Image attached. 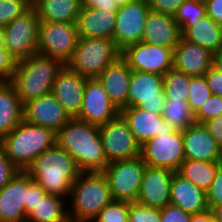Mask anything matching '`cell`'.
Instances as JSON below:
<instances>
[{"mask_svg":"<svg viewBox=\"0 0 222 222\" xmlns=\"http://www.w3.org/2000/svg\"><path fill=\"white\" fill-rule=\"evenodd\" d=\"M56 144L75 160L81 172H103L106 167L98 126L76 117L56 133Z\"/></svg>","mask_w":222,"mask_h":222,"instance_id":"1","label":"cell"},{"mask_svg":"<svg viewBox=\"0 0 222 222\" xmlns=\"http://www.w3.org/2000/svg\"><path fill=\"white\" fill-rule=\"evenodd\" d=\"M25 172L47 194L68 199L71 186L82 173L75 160L57 144L38 155Z\"/></svg>","mask_w":222,"mask_h":222,"instance_id":"2","label":"cell"},{"mask_svg":"<svg viewBox=\"0 0 222 222\" xmlns=\"http://www.w3.org/2000/svg\"><path fill=\"white\" fill-rule=\"evenodd\" d=\"M64 66L62 61L40 53L18 61L11 83L23 105L52 92L54 81Z\"/></svg>","mask_w":222,"mask_h":222,"instance_id":"3","label":"cell"},{"mask_svg":"<svg viewBox=\"0 0 222 222\" xmlns=\"http://www.w3.org/2000/svg\"><path fill=\"white\" fill-rule=\"evenodd\" d=\"M112 201L108 180L102 172H82L71 186L67 212L78 222H93Z\"/></svg>","mask_w":222,"mask_h":222,"instance_id":"4","label":"cell"},{"mask_svg":"<svg viewBox=\"0 0 222 222\" xmlns=\"http://www.w3.org/2000/svg\"><path fill=\"white\" fill-rule=\"evenodd\" d=\"M0 143L10 162L19 171H25L38 155L56 144V133L23 120Z\"/></svg>","mask_w":222,"mask_h":222,"instance_id":"5","label":"cell"},{"mask_svg":"<svg viewBox=\"0 0 222 222\" xmlns=\"http://www.w3.org/2000/svg\"><path fill=\"white\" fill-rule=\"evenodd\" d=\"M120 57L121 50L113 39L80 37L66 66L87 79H93Z\"/></svg>","mask_w":222,"mask_h":222,"instance_id":"6","label":"cell"},{"mask_svg":"<svg viewBox=\"0 0 222 222\" xmlns=\"http://www.w3.org/2000/svg\"><path fill=\"white\" fill-rule=\"evenodd\" d=\"M147 164L141 156L112 162L106 165V176L114 201L136 202Z\"/></svg>","mask_w":222,"mask_h":222,"instance_id":"7","label":"cell"},{"mask_svg":"<svg viewBox=\"0 0 222 222\" xmlns=\"http://www.w3.org/2000/svg\"><path fill=\"white\" fill-rule=\"evenodd\" d=\"M40 22L32 6L4 27L5 48L17 62L37 53Z\"/></svg>","mask_w":222,"mask_h":222,"instance_id":"8","label":"cell"},{"mask_svg":"<svg viewBox=\"0 0 222 222\" xmlns=\"http://www.w3.org/2000/svg\"><path fill=\"white\" fill-rule=\"evenodd\" d=\"M79 38L76 23L40 22L37 53L58 59L66 65Z\"/></svg>","mask_w":222,"mask_h":222,"instance_id":"9","label":"cell"},{"mask_svg":"<svg viewBox=\"0 0 222 222\" xmlns=\"http://www.w3.org/2000/svg\"><path fill=\"white\" fill-rule=\"evenodd\" d=\"M140 156L147 166L176 172L185 160L182 131L156 134L140 146Z\"/></svg>","mask_w":222,"mask_h":222,"instance_id":"10","label":"cell"},{"mask_svg":"<svg viewBox=\"0 0 222 222\" xmlns=\"http://www.w3.org/2000/svg\"><path fill=\"white\" fill-rule=\"evenodd\" d=\"M98 131L106 157V165L140 155V145L120 114L106 124L98 126Z\"/></svg>","mask_w":222,"mask_h":222,"instance_id":"11","label":"cell"},{"mask_svg":"<svg viewBox=\"0 0 222 222\" xmlns=\"http://www.w3.org/2000/svg\"><path fill=\"white\" fill-rule=\"evenodd\" d=\"M165 103L166 97L162 75L132 71L127 95V107H140L155 114H162Z\"/></svg>","mask_w":222,"mask_h":222,"instance_id":"12","label":"cell"},{"mask_svg":"<svg viewBox=\"0 0 222 222\" xmlns=\"http://www.w3.org/2000/svg\"><path fill=\"white\" fill-rule=\"evenodd\" d=\"M121 58L132 71L150 72L164 75L173 68V50L145 42H138L125 47Z\"/></svg>","mask_w":222,"mask_h":222,"instance_id":"13","label":"cell"},{"mask_svg":"<svg viewBox=\"0 0 222 222\" xmlns=\"http://www.w3.org/2000/svg\"><path fill=\"white\" fill-rule=\"evenodd\" d=\"M149 11L146 0H135L117 10L113 40L121 51L142 40Z\"/></svg>","mask_w":222,"mask_h":222,"instance_id":"14","label":"cell"},{"mask_svg":"<svg viewBox=\"0 0 222 222\" xmlns=\"http://www.w3.org/2000/svg\"><path fill=\"white\" fill-rule=\"evenodd\" d=\"M119 114L120 111L112 103L99 80L97 78L87 79L82 107L76 118L92 125L101 126Z\"/></svg>","mask_w":222,"mask_h":222,"instance_id":"15","label":"cell"},{"mask_svg":"<svg viewBox=\"0 0 222 222\" xmlns=\"http://www.w3.org/2000/svg\"><path fill=\"white\" fill-rule=\"evenodd\" d=\"M24 120L57 133L71 118L52 92L23 105Z\"/></svg>","mask_w":222,"mask_h":222,"instance_id":"16","label":"cell"},{"mask_svg":"<svg viewBox=\"0 0 222 222\" xmlns=\"http://www.w3.org/2000/svg\"><path fill=\"white\" fill-rule=\"evenodd\" d=\"M173 174L174 171L167 168L147 166L136 202L159 209L170 204V183Z\"/></svg>","mask_w":222,"mask_h":222,"instance_id":"17","label":"cell"},{"mask_svg":"<svg viewBox=\"0 0 222 222\" xmlns=\"http://www.w3.org/2000/svg\"><path fill=\"white\" fill-rule=\"evenodd\" d=\"M120 115L127 122L140 146L156 134L171 133L175 130L163 119L162 114H155L140 107H125L120 110Z\"/></svg>","mask_w":222,"mask_h":222,"instance_id":"18","label":"cell"},{"mask_svg":"<svg viewBox=\"0 0 222 222\" xmlns=\"http://www.w3.org/2000/svg\"><path fill=\"white\" fill-rule=\"evenodd\" d=\"M86 80L65 65L54 81L52 93L71 118L80 113Z\"/></svg>","mask_w":222,"mask_h":222,"instance_id":"19","label":"cell"},{"mask_svg":"<svg viewBox=\"0 0 222 222\" xmlns=\"http://www.w3.org/2000/svg\"><path fill=\"white\" fill-rule=\"evenodd\" d=\"M28 174L18 171L0 190V222H26L24 202Z\"/></svg>","mask_w":222,"mask_h":222,"instance_id":"20","label":"cell"},{"mask_svg":"<svg viewBox=\"0 0 222 222\" xmlns=\"http://www.w3.org/2000/svg\"><path fill=\"white\" fill-rule=\"evenodd\" d=\"M214 54L180 37L173 49V68L188 76H200L213 66Z\"/></svg>","mask_w":222,"mask_h":222,"instance_id":"21","label":"cell"},{"mask_svg":"<svg viewBox=\"0 0 222 222\" xmlns=\"http://www.w3.org/2000/svg\"><path fill=\"white\" fill-rule=\"evenodd\" d=\"M185 159L218 161L221 149L204 124L194 123L182 131Z\"/></svg>","mask_w":222,"mask_h":222,"instance_id":"22","label":"cell"},{"mask_svg":"<svg viewBox=\"0 0 222 222\" xmlns=\"http://www.w3.org/2000/svg\"><path fill=\"white\" fill-rule=\"evenodd\" d=\"M181 36L178 24L172 15L149 11L142 42L169 47L173 50Z\"/></svg>","mask_w":222,"mask_h":222,"instance_id":"23","label":"cell"},{"mask_svg":"<svg viewBox=\"0 0 222 222\" xmlns=\"http://www.w3.org/2000/svg\"><path fill=\"white\" fill-rule=\"evenodd\" d=\"M170 204L191 215L209 210L206 192L177 172H174L170 183Z\"/></svg>","mask_w":222,"mask_h":222,"instance_id":"24","label":"cell"},{"mask_svg":"<svg viewBox=\"0 0 222 222\" xmlns=\"http://www.w3.org/2000/svg\"><path fill=\"white\" fill-rule=\"evenodd\" d=\"M131 73L132 70L128 64L120 57L113 64L107 66L97 77L119 111L127 107Z\"/></svg>","mask_w":222,"mask_h":222,"instance_id":"25","label":"cell"},{"mask_svg":"<svg viewBox=\"0 0 222 222\" xmlns=\"http://www.w3.org/2000/svg\"><path fill=\"white\" fill-rule=\"evenodd\" d=\"M116 12L81 7L76 22L80 37L113 39Z\"/></svg>","mask_w":222,"mask_h":222,"instance_id":"26","label":"cell"},{"mask_svg":"<svg viewBox=\"0 0 222 222\" xmlns=\"http://www.w3.org/2000/svg\"><path fill=\"white\" fill-rule=\"evenodd\" d=\"M24 120L23 103L11 82H0V139Z\"/></svg>","mask_w":222,"mask_h":222,"instance_id":"27","label":"cell"},{"mask_svg":"<svg viewBox=\"0 0 222 222\" xmlns=\"http://www.w3.org/2000/svg\"><path fill=\"white\" fill-rule=\"evenodd\" d=\"M41 22L76 23L81 11L80 0H33Z\"/></svg>","mask_w":222,"mask_h":222,"instance_id":"28","label":"cell"},{"mask_svg":"<svg viewBox=\"0 0 222 222\" xmlns=\"http://www.w3.org/2000/svg\"><path fill=\"white\" fill-rule=\"evenodd\" d=\"M181 35L187 41L198 44L213 54L222 46V25L208 15L189 26Z\"/></svg>","mask_w":222,"mask_h":222,"instance_id":"29","label":"cell"},{"mask_svg":"<svg viewBox=\"0 0 222 222\" xmlns=\"http://www.w3.org/2000/svg\"><path fill=\"white\" fill-rule=\"evenodd\" d=\"M219 169L218 161L185 159L176 171L198 188L207 192Z\"/></svg>","mask_w":222,"mask_h":222,"instance_id":"30","label":"cell"},{"mask_svg":"<svg viewBox=\"0 0 222 222\" xmlns=\"http://www.w3.org/2000/svg\"><path fill=\"white\" fill-rule=\"evenodd\" d=\"M67 215V199L46 193L26 214V222H58Z\"/></svg>","mask_w":222,"mask_h":222,"instance_id":"31","label":"cell"},{"mask_svg":"<svg viewBox=\"0 0 222 222\" xmlns=\"http://www.w3.org/2000/svg\"><path fill=\"white\" fill-rule=\"evenodd\" d=\"M162 117L168 121L175 130L183 131L195 123L188 100L166 99Z\"/></svg>","mask_w":222,"mask_h":222,"instance_id":"32","label":"cell"},{"mask_svg":"<svg viewBox=\"0 0 222 222\" xmlns=\"http://www.w3.org/2000/svg\"><path fill=\"white\" fill-rule=\"evenodd\" d=\"M163 89L166 99L188 100L190 76L172 68L163 75Z\"/></svg>","mask_w":222,"mask_h":222,"instance_id":"33","label":"cell"},{"mask_svg":"<svg viewBox=\"0 0 222 222\" xmlns=\"http://www.w3.org/2000/svg\"><path fill=\"white\" fill-rule=\"evenodd\" d=\"M206 7L200 0H185L173 15L181 34L200 18L206 16Z\"/></svg>","mask_w":222,"mask_h":222,"instance_id":"34","label":"cell"},{"mask_svg":"<svg viewBox=\"0 0 222 222\" xmlns=\"http://www.w3.org/2000/svg\"><path fill=\"white\" fill-rule=\"evenodd\" d=\"M188 95L189 106L195 114L201 105H204L206 100L212 95L204 75L190 76V89Z\"/></svg>","mask_w":222,"mask_h":222,"instance_id":"35","label":"cell"},{"mask_svg":"<svg viewBox=\"0 0 222 222\" xmlns=\"http://www.w3.org/2000/svg\"><path fill=\"white\" fill-rule=\"evenodd\" d=\"M32 7V0H0V27H5Z\"/></svg>","mask_w":222,"mask_h":222,"instance_id":"36","label":"cell"},{"mask_svg":"<svg viewBox=\"0 0 222 222\" xmlns=\"http://www.w3.org/2000/svg\"><path fill=\"white\" fill-rule=\"evenodd\" d=\"M129 202L112 201L107 204L93 220V222H129Z\"/></svg>","mask_w":222,"mask_h":222,"instance_id":"37","label":"cell"},{"mask_svg":"<svg viewBox=\"0 0 222 222\" xmlns=\"http://www.w3.org/2000/svg\"><path fill=\"white\" fill-rule=\"evenodd\" d=\"M129 222H161L160 209L138 202L129 203Z\"/></svg>","mask_w":222,"mask_h":222,"instance_id":"38","label":"cell"},{"mask_svg":"<svg viewBox=\"0 0 222 222\" xmlns=\"http://www.w3.org/2000/svg\"><path fill=\"white\" fill-rule=\"evenodd\" d=\"M222 115V96L212 94L194 114L195 123L203 124L205 121Z\"/></svg>","mask_w":222,"mask_h":222,"instance_id":"39","label":"cell"},{"mask_svg":"<svg viewBox=\"0 0 222 222\" xmlns=\"http://www.w3.org/2000/svg\"><path fill=\"white\" fill-rule=\"evenodd\" d=\"M17 61L9 54L6 48L0 49V82H11L16 69Z\"/></svg>","mask_w":222,"mask_h":222,"instance_id":"40","label":"cell"},{"mask_svg":"<svg viewBox=\"0 0 222 222\" xmlns=\"http://www.w3.org/2000/svg\"><path fill=\"white\" fill-rule=\"evenodd\" d=\"M46 191L28 175V187L26 188V202H24L27 214L35 206L40 198L44 197Z\"/></svg>","mask_w":222,"mask_h":222,"instance_id":"41","label":"cell"},{"mask_svg":"<svg viewBox=\"0 0 222 222\" xmlns=\"http://www.w3.org/2000/svg\"><path fill=\"white\" fill-rule=\"evenodd\" d=\"M19 170L8 159L0 143V190L15 176Z\"/></svg>","mask_w":222,"mask_h":222,"instance_id":"42","label":"cell"},{"mask_svg":"<svg viewBox=\"0 0 222 222\" xmlns=\"http://www.w3.org/2000/svg\"><path fill=\"white\" fill-rule=\"evenodd\" d=\"M161 222H190L191 214L180 207L168 204L160 209Z\"/></svg>","mask_w":222,"mask_h":222,"instance_id":"43","label":"cell"},{"mask_svg":"<svg viewBox=\"0 0 222 222\" xmlns=\"http://www.w3.org/2000/svg\"><path fill=\"white\" fill-rule=\"evenodd\" d=\"M206 194L208 206L222 205V171L220 169H218L217 174Z\"/></svg>","mask_w":222,"mask_h":222,"instance_id":"44","label":"cell"},{"mask_svg":"<svg viewBox=\"0 0 222 222\" xmlns=\"http://www.w3.org/2000/svg\"><path fill=\"white\" fill-rule=\"evenodd\" d=\"M150 10L174 15L185 0H146Z\"/></svg>","mask_w":222,"mask_h":222,"instance_id":"45","label":"cell"},{"mask_svg":"<svg viewBox=\"0 0 222 222\" xmlns=\"http://www.w3.org/2000/svg\"><path fill=\"white\" fill-rule=\"evenodd\" d=\"M204 76L211 93L222 96V72L213 65Z\"/></svg>","mask_w":222,"mask_h":222,"instance_id":"46","label":"cell"},{"mask_svg":"<svg viewBox=\"0 0 222 222\" xmlns=\"http://www.w3.org/2000/svg\"><path fill=\"white\" fill-rule=\"evenodd\" d=\"M203 124L222 150V115L209 119Z\"/></svg>","mask_w":222,"mask_h":222,"instance_id":"47","label":"cell"},{"mask_svg":"<svg viewBox=\"0 0 222 222\" xmlns=\"http://www.w3.org/2000/svg\"><path fill=\"white\" fill-rule=\"evenodd\" d=\"M82 7H89L93 9L110 10V12H117L120 8L115 0H80Z\"/></svg>","mask_w":222,"mask_h":222,"instance_id":"48","label":"cell"},{"mask_svg":"<svg viewBox=\"0 0 222 222\" xmlns=\"http://www.w3.org/2000/svg\"><path fill=\"white\" fill-rule=\"evenodd\" d=\"M207 15L219 25H222V0H207L204 2Z\"/></svg>","mask_w":222,"mask_h":222,"instance_id":"49","label":"cell"},{"mask_svg":"<svg viewBox=\"0 0 222 222\" xmlns=\"http://www.w3.org/2000/svg\"><path fill=\"white\" fill-rule=\"evenodd\" d=\"M190 222H215L212 212L210 210L200 213L191 215Z\"/></svg>","mask_w":222,"mask_h":222,"instance_id":"50","label":"cell"},{"mask_svg":"<svg viewBox=\"0 0 222 222\" xmlns=\"http://www.w3.org/2000/svg\"><path fill=\"white\" fill-rule=\"evenodd\" d=\"M212 212L215 222H222V205L220 206H208Z\"/></svg>","mask_w":222,"mask_h":222,"instance_id":"51","label":"cell"},{"mask_svg":"<svg viewBox=\"0 0 222 222\" xmlns=\"http://www.w3.org/2000/svg\"><path fill=\"white\" fill-rule=\"evenodd\" d=\"M213 65L222 72V46L214 53Z\"/></svg>","mask_w":222,"mask_h":222,"instance_id":"52","label":"cell"},{"mask_svg":"<svg viewBox=\"0 0 222 222\" xmlns=\"http://www.w3.org/2000/svg\"><path fill=\"white\" fill-rule=\"evenodd\" d=\"M5 47L4 27H0V49Z\"/></svg>","mask_w":222,"mask_h":222,"instance_id":"53","label":"cell"},{"mask_svg":"<svg viewBox=\"0 0 222 222\" xmlns=\"http://www.w3.org/2000/svg\"><path fill=\"white\" fill-rule=\"evenodd\" d=\"M58 222H78V221H76L74 217L67 215L66 217H64L62 220Z\"/></svg>","mask_w":222,"mask_h":222,"instance_id":"54","label":"cell"},{"mask_svg":"<svg viewBox=\"0 0 222 222\" xmlns=\"http://www.w3.org/2000/svg\"><path fill=\"white\" fill-rule=\"evenodd\" d=\"M115 1H116L117 4L119 5V7H121V6H125V5L128 4V3L133 2V1H135V0H115Z\"/></svg>","mask_w":222,"mask_h":222,"instance_id":"55","label":"cell"},{"mask_svg":"<svg viewBox=\"0 0 222 222\" xmlns=\"http://www.w3.org/2000/svg\"><path fill=\"white\" fill-rule=\"evenodd\" d=\"M218 164H219V169L222 171V150H221L220 156L218 158Z\"/></svg>","mask_w":222,"mask_h":222,"instance_id":"56","label":"cell"}]
</instances>
